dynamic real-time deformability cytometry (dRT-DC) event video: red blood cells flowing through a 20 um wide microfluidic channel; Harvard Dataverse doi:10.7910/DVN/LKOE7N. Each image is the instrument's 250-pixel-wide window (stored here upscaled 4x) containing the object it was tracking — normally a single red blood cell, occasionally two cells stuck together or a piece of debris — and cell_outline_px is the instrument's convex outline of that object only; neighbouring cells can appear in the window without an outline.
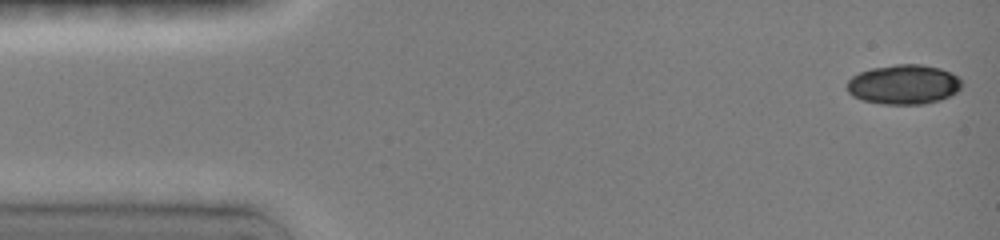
{"species": "common noctule bat (a hibernating species)", "species_latin": "Nyctalus noctula", "temperature_condition": "room temperature", "stored_images_in_passage": 11, "camera_frame_rate_fps": 3000, "um_per_image_px": 0.085, "animal": {"sex": "female", "body_mass_g": 19.0, "forearm_length_mm": 51.5}, "frame": {"image": 1, "passage_image": 1, "time_ms": 0.0, "image_size_px": [1000, 240], "cell_outline_px": [[960, 88], [956, 92], [940, 100], [924, 104], [880, 104], [860, 100], [852, 96], [848, 92], [848, 80], [852, 76], [860, 72], [872, 68], [896, 64], [920, 64], [940, 68], [952, 72], [960, 80]], "centroid_in_image_um": [76.79, 7.18], "position_along_channel_um": 8.2, "area_um2": 26.53}}
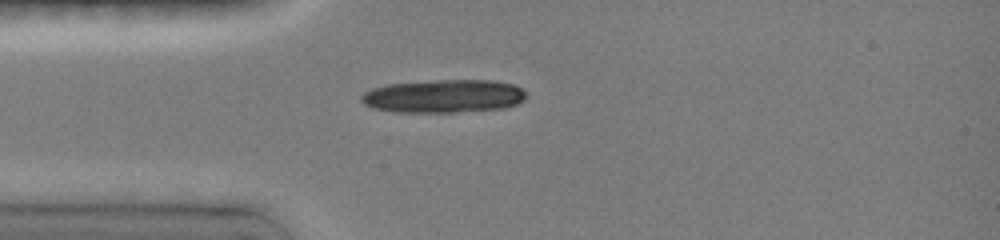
{"frame": {"image": 2, "passage_image": 8, "time_ms": 3.667, "image_size_px": [1000, 240], "cell_outline_px": [[524, 100], [520, 104], [504, 108], [456, 112], [392, 112], [372, 108], [364, 104], [360, 100], [360, 96], [364, 92], [372, 88], [388, 84], [444, 80], [492, 80], [512, 84], [520, 88], [524, 92]], "centroid_in_image_um": [37.69, 8.18], "position_along_channel_um": 47.3, "area_um2": 31.91}}